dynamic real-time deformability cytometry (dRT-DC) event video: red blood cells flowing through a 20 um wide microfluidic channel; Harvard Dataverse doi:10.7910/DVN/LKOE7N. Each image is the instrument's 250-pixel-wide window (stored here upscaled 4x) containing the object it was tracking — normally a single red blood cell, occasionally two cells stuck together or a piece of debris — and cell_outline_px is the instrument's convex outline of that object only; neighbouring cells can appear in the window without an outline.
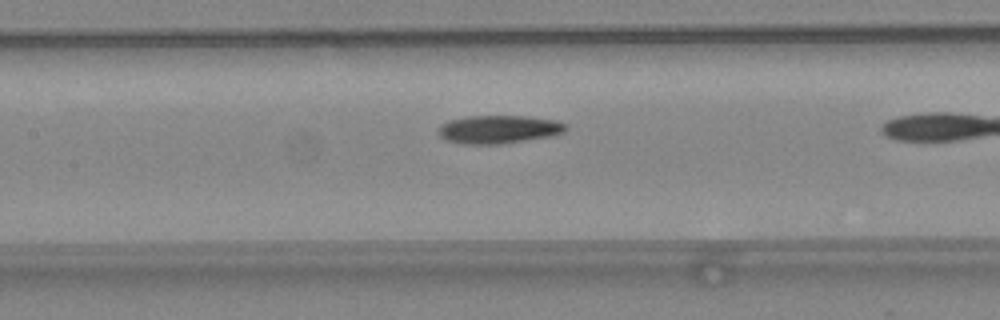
{"species": "common noctule bat (a hibernating species)", "species_latin": "Nyctalus noctula", "temperature_condition": "warm", "stored_images_in_passage": 29, "camera_frame_rate_fps": 3000, "um_per_image_px": 0.085, "animal": {"sex": "female", "body_mass_g": 24.6, "forearm_length_mm": 56.2}, "frame": {"image": 1, "passage_image": 13, "time_ms": 4.0, "image_size_px": [1000, 320], "cell_outline_px": [[568, 128], [564, 132], [552, 136], [500, 144], [464, 144], [448, 140], [440, 136], [440, 128], [448, 120], [468, 116], [524, 116], [556, 120], [568, 124]], "centroid_in_image_um": [42.46, 10.99], "position_along_channel_um": 164.9, "area_um2": 20.81}, "authors_computed_cell_mechanics": {"area_um2": 20.808, "velocity_mm_per_s": 4.4515, "shape_relaxation_time_tau1_ms": 6.4769, "shape_relaxation_time_tau2_ms": 4.6038, "deformation_change_tau1": 0.2015, "deformation_change_tau2": 0.1058}}